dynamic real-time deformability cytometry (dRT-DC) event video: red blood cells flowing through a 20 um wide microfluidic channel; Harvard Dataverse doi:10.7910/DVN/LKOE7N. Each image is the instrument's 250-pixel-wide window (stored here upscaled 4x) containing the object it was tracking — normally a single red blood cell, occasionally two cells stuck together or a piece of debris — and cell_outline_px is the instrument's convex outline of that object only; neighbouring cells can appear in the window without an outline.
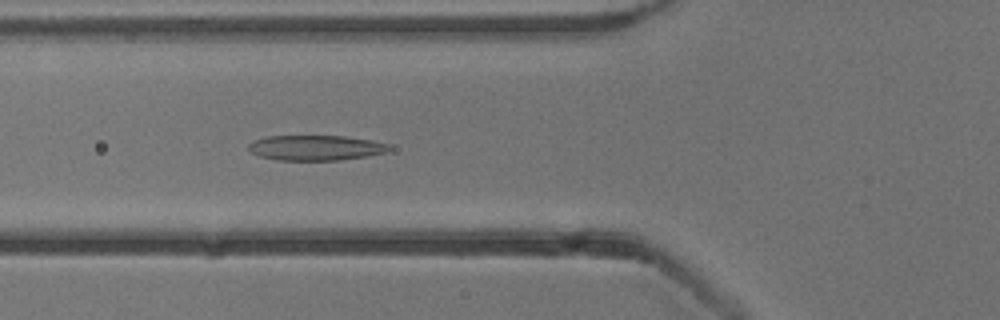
{"species": "common noctule bat (a hibernating species)", "species_latin": "Nyctalus noctula", "temperature_condition": "cold", "stored_images_in_passage": 54, "camera_frame_rate_fps": 3000, "um_per_image_px": 0.085, "animal": {"sex": "male", "body_mass_g": 13.3}, "frame": {"image": 1, "passage_image": 20, "time_ms": 6.333, "image_size_px": [1000, 320], "cell_outline_px": [[392, 148], [384, 152], [368, 156], [340, 160], [276, 160], [260, 156], [252, 152], [248, 148], [248, 144], [252, 140], [264, 136], [344, 136], [372, 140], [388, 144]], "centroid_in_image_um": [26.81, 12.55], "position_along_channel_um": 99.0, "area_um2": 20.69}}
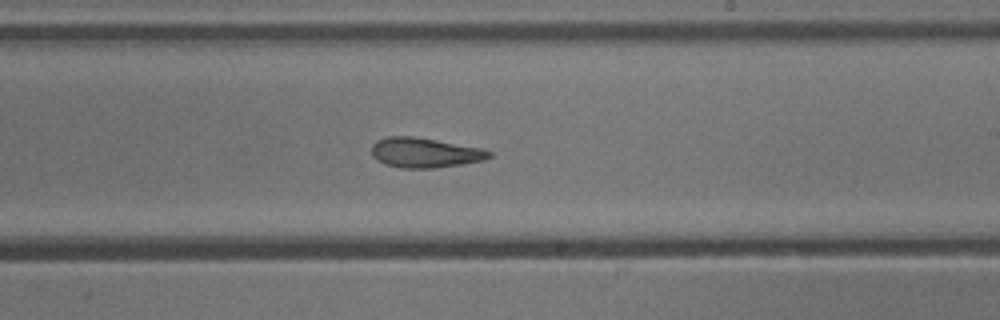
{"frame": {"image": 2, "passage_image": 32, "time_ms": 10.333, "image_size_px": [1000, 320], "cell_outline_px": [[492, 156], [484, 160], [460, 164], [432, 168], [400, 168], [384, 164], [376, 160], [372, 156], [372, 144], [376, 140], [388, 136], [412, 136], [480, 148], [492, 152]], "centroid_in_image_um": [36.05, 12.98], "position_along_channel_um": 252.9, "area_um2": 20.35}}
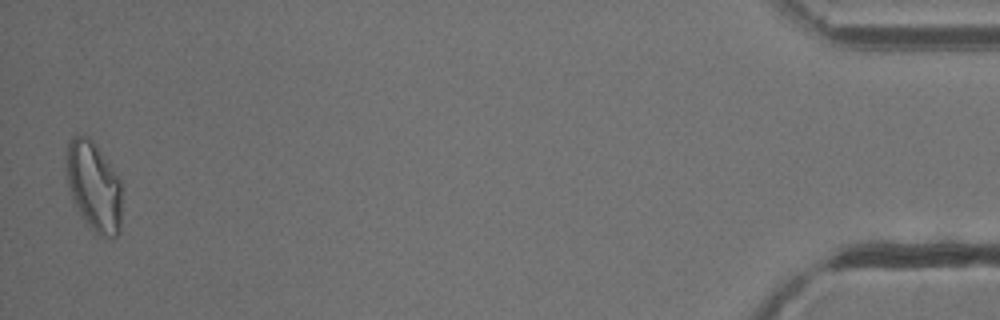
{"frame": {"image": 3, "passage_image": 53, "time_ms": 17.333, "image_size_px": [1000, 320], "cell_outline_px": [[120, 232], [112, 240], [104, 240], [96, 236], [80, 216], [72, 200], [68, 184], [68, 144], [72, 136], [88, 136], [96, 144], [120, 180]], "centroid_in_image_um": [7.99, 15.95], "position_along_channel_um": 427.2, "area_um2": 29.02}, "authors_computed_cell_mechanics": {"area_um2": 22.5131, "velocity_mm_per_s": 3.8314, "shape_relaxation_time_tau1_ms": 10.9197, "shape_relaxation_time_tau2_ms": 3.9065, "deformation_change_tau1": 0.2644, "deformation_change_tau2": 0.1362}}